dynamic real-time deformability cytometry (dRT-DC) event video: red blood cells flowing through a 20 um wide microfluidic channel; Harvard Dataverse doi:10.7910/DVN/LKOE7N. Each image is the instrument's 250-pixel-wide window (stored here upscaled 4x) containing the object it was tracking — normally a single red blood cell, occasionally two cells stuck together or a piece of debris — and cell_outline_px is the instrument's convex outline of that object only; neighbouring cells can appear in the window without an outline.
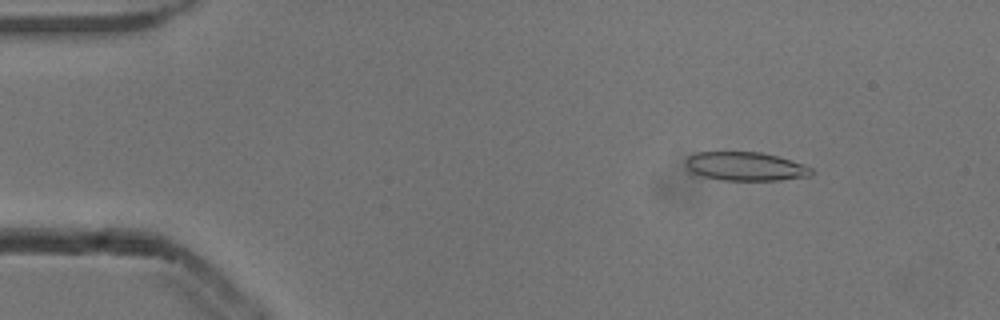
{"species": "common noctule bat (a hibernating species)", "species_latin": "Nyctalus noctula", "temperature_condition": "cold", "stored_images_in_passage": 53, "camera_frame_rate_fps": 3000, "um_per_image_px": 0.085, "animal": {"sex": "male", "body_mass_g": 13.3}, "frame": {"image": 1, "passage_image": 7, "time_ms": 2.0, "image_size_px": [1000, 320], "cell_outline_px": [[816, 172], [808, 176], [780, 180], [724, 180], [704, 176], [692, 172], [688, 168], [688, 156], [696, 152], [760, 152], [776, 156], [804, 164], [812, 168]], "centroid_in_image_um": [63.42, 14.14], "position_along_channel_um": 21.6, "area_um2": 20.75}}
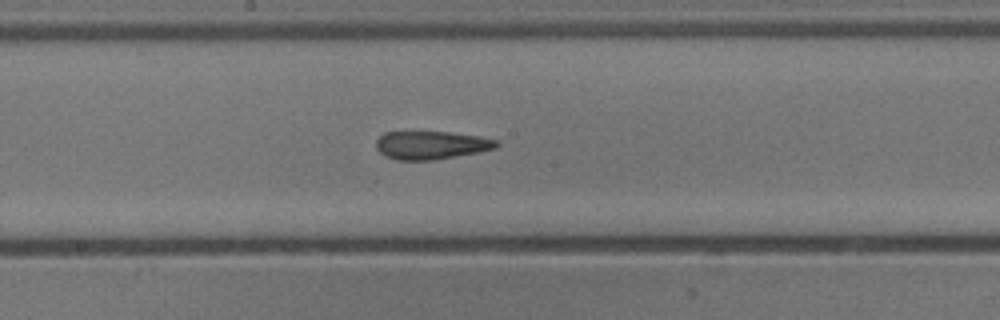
{"frame": {"image": 2, "passage_image": 28, "time_ms": 9.0, "image_size_px": [1000, 320], "cell_outline_px": [[500, 144], [496, 148], [476, 152], [432, 160], [396, 160], [380, 152], [376, 148], [376, 140], [384, 132], [448, 132], [480, 136], [500, 140]], "centroid_in_image_um": [36.67, 12.32], "position_along_channel_um": 211.5, "area_um2": 19.65}}
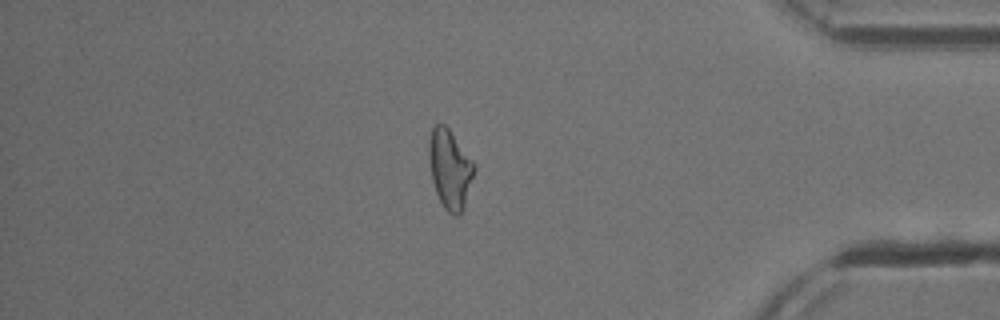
{"frame": {"image": 3, "passage_image": 45, "time_ms": 14.667, "image_size_px": [1000, 320], "cell_outline_px": [[476, 168], [464, 208], [456, 216], [448, 212], [444, 208], [436, 192], [432, 180], [428, 160], [428, 140], [432, 128], [436, 124], [444, 124], [448, 128], [476, 164]], "centroid_in_image_um": [38.24, 14.35], "position_along_channel_um": 397.0, "area_um2": 20.98}, "authors_computed_cell_mechanics": {"area_um2": 20.7502, "velocity_mm_per_s": 3.8788, "shape_relaxation_time_tau1_ms": 8.5559, "shape_relaxation_time_tau2_ms": 2.5151, "deformation_change_tau1": 0.1971, "deformation_change_tau2": 0.1256}}